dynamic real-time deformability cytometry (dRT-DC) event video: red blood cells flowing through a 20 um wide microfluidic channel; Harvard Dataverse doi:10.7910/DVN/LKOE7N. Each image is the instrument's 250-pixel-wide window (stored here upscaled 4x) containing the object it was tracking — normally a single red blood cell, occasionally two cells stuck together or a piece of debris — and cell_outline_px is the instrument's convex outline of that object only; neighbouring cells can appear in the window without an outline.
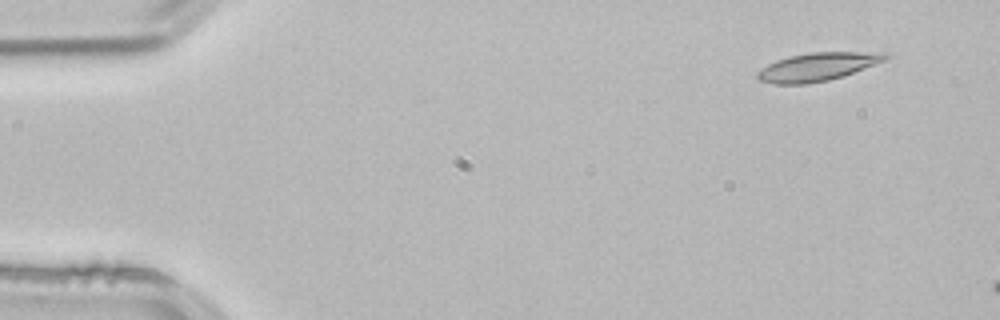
{"species": "common noctule bat (a hibernating species)", "species_latin": "Nyctalus noctula", "temperature_condition": "room temperature", "stored_images_in_passage": 4, "camera_frame_rate_fps": 3000, "um_per_image_px": 0.085, "animal": {"sex": "male", "body_mass_g": 21.5, "forearm_length_mm": 52.0}, "frame": {"image": 1, "passage_image": 1, "time_ms": 0.0, "image_size_px": [1000, 320], "cell_outline_px": [[892, 56], [884, 60], [844, 76], [828, 80], [808, 84], [776, 84], [760, 80], [756, 76], [756, 72], [768, 64], [776, 60], [788, 56], [812, 52], [888, 52]], "centroid_in_image_um": [69.5, 5.67], "position_along_channel_um": 15.5, "area_um2": 21.04}}